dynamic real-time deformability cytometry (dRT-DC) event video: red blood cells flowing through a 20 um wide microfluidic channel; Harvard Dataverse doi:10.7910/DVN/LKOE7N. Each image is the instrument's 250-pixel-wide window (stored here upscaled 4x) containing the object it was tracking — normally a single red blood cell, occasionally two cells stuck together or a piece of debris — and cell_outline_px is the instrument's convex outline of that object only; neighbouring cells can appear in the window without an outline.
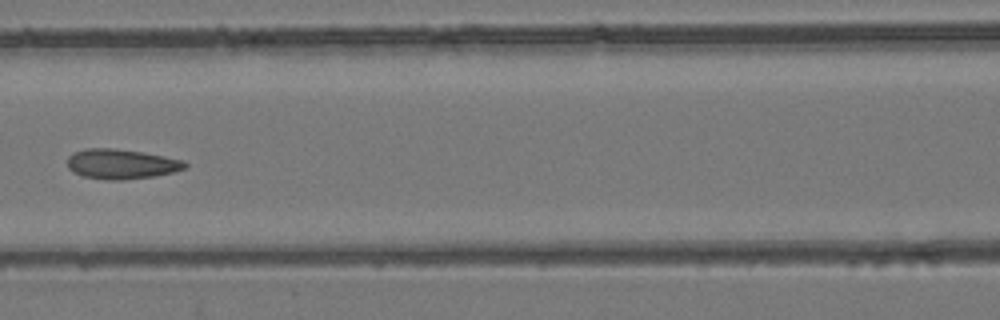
{"species": "common noctule bat (a hibernating species)", "species_latin": "Nyctalus noctula", "temperature_condition": "room temperature", "stored_images_in_passage": 6, "camera_frame_rate_fps": 3000, "um_per_image_px": 0.085, "animal": {"sex": "female", "body_mass_g": 24.6, "forearm_length_mm": 56.2}, "frame": {"image": 1, "passage_image": 6, "time_ms": 1.667, "image_size_px": [1000, 320], "cell_outline_px": [[188, 168], [156, 176], [124, 180], [104, 180], [84, 176], [72, 172], [68, 168], [68, 156], [72, 152], [88, 148], [112, 148], [140, 152], [184, 160], [188, 164]], "centroid_in_image_um": [10.31, 13.95], "position_along_channel_um": 156.3, "area_um2": 20.58}}